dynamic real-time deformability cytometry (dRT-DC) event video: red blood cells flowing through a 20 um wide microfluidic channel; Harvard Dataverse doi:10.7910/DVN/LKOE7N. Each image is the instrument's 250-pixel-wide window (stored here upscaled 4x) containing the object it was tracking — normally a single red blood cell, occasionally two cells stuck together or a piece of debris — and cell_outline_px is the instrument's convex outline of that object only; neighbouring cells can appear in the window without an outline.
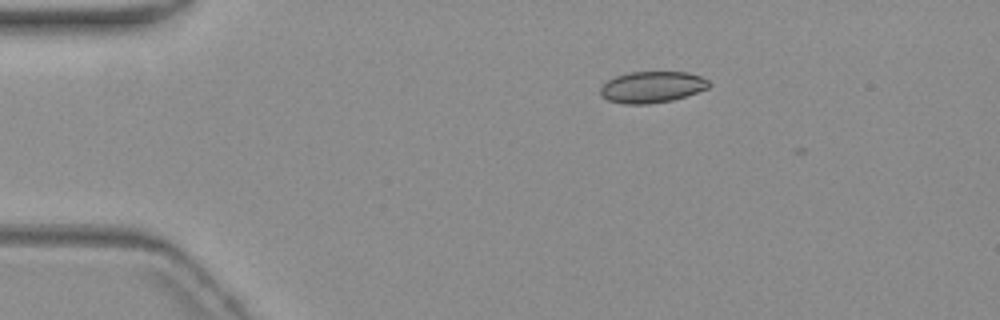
{"species": "common noctule bat (a hibernating species)", "species_latin": "Nyctalus noctula", "temperature_condition": "warm", "stored_images_in_passage": 3, "camera_frame_rate_fps": 3000, "um_per_image_px": 0.085, "animal": {"sex": "female", "body_mass_g": 19.3, "forearm_length_mm": 54.1}, "frame": {"image": 1, "passage_image": 2, "time_ms": 1.0, "image_size_px": [1000, 320], "cell_outline_px": [[712, 84], [708, 88], [672, 100], [648, 104], [624, 104], [608, 100], [600, 96], [600, 88], [608, 80], [616, 76], [628, 72], [688, 72], [700, 76], [708, 80]], "centroid_in_image_um": [55.41, 7.4], "position_along_channel_um": 29.6, "area_um2": 19.83}}